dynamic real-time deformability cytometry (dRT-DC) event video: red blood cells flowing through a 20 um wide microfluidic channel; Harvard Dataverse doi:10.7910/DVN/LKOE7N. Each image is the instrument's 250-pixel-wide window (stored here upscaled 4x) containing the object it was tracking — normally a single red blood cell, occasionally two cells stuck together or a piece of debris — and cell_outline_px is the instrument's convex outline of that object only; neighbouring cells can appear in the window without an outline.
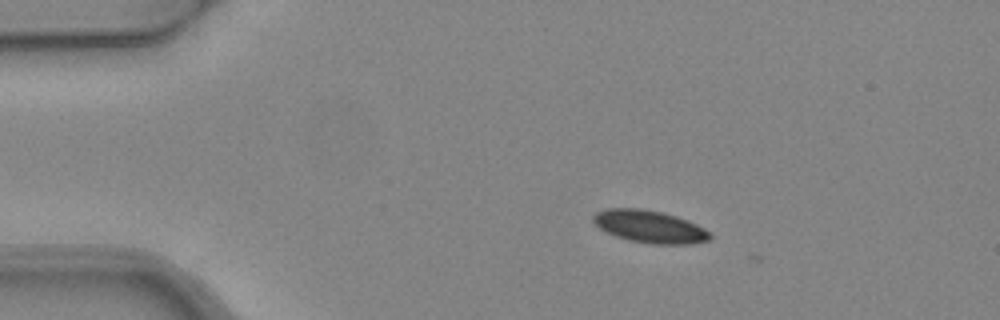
{"species": "common noctule bat (a hibernating species)", "species_latin": "Nyctalus noctula", "temperature_condition": "warm", "stored_images_in_passage": 5, "camera_frame_rate_fps": 3000, "um_per_image_px": 0.085, "animal": {"sex": "female", "body_mass_g": 24.6, "forearm_length_mm": 56.2}, "frame": {"image": 1, "passage_image": 2, "time_ms": 0.333, "image_size_px": [1000, 320], "cell_outline_px": [[712, 240], [692, 244], [652, 244], [628, 240], [616, 236], [600, 228], [592, 220], [592, 216], [596, 212], [608, 208], [640, 208], [660, 212], [676, 216], [688, 220], [704, 228], [712, 236]], "centroid_in_image_um": [55.24, 19.27], "position_along_channel_um": 29.8, "area_um2": 22.08}}
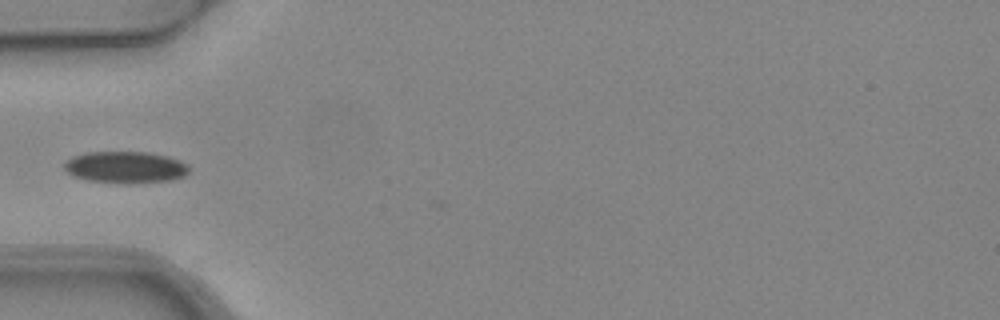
{"frame": {"image": 2, "passage_image": 4, "time_ms": 1.0, "image_size_px": [1000, 320], "cell_outline_px": [[188, 172], [184, 176], [172, 180], [88, 180], [72, 176], [64, 168], [64, 164], [72, 156], [84, 152], [148, 152], [168, 156], [180, 160], [188, 164]], "centroid_in_image_um": [10.65, 14.15], "position_along_channel_um": 74.3, "area_um2": 22.02}}
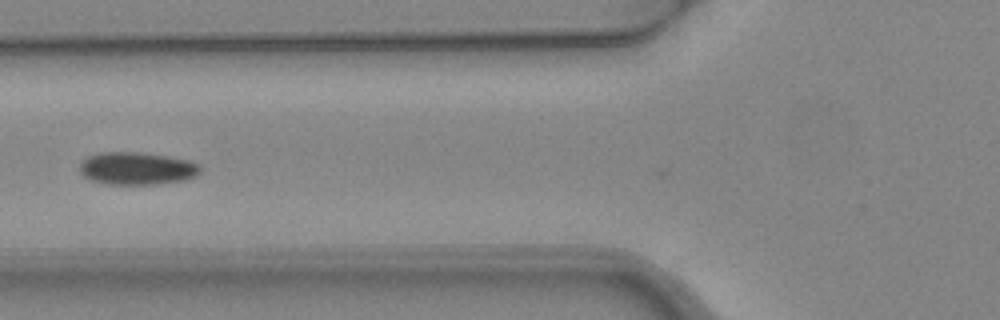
{"frame": {"image": 3, "passage_image": 5, "time_ms": 1.333, "image_size_px": [1000, 320], "cell_outline_px": [[200, 172], [196, 176], [184, 180], [156, 184], [108, 184], [88, 180], [80, 172], [80, 160], [88, 156], [100, 152], [140, 152], [168, 156], [188, 160], [200, 164]], "centroid_in_image_um": [11.61, 14.31], "position_along_channel_um": 114.2, "area_um2": 23.12}}